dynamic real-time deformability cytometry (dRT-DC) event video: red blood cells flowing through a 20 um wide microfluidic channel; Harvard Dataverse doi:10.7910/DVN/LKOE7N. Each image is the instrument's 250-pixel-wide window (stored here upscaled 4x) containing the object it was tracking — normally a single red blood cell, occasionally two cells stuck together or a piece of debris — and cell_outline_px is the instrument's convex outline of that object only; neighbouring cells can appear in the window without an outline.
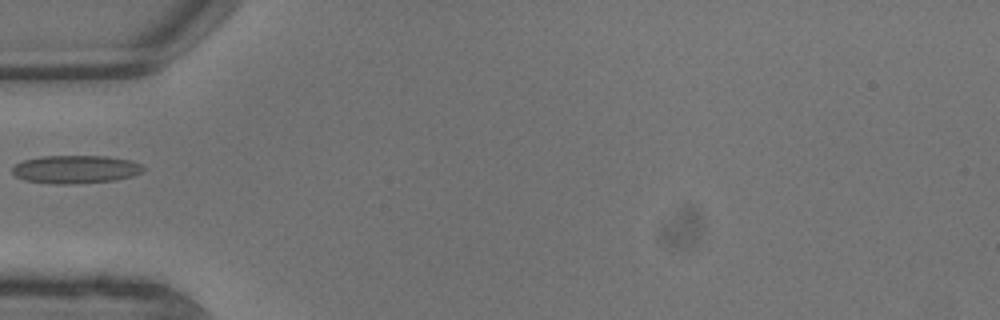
{"species": "common noctule bat (a hibernating species)", "species_latin": "Nyctalus noctula", "temperature_condition": "warm", "stored_images_in_passage": 5, "camera_frame_rate_fps": 3000, "um_per_image_px": 0.085, "animal": {"sex": "male", "body_mass_g": 13.3}, "frame": {"image": 1, "passage_image": 1, "time_ms": 0.0, "image_size_px": [1000, 320], "cell_outline_px": [[144, 168], [140, 172], [132, 176], [116, 180], [72, 184], [56, 184], [24, 180], [16, 176], [12, 172], [12, 168], [16, 164], [24, 160], [40, 156], [108, 156], [132, 160], [140, 164]], "centroid_in_image_um": [6.42, 14.39], "position_along_channel_um": 78.6, "area_um2": 21.44}}
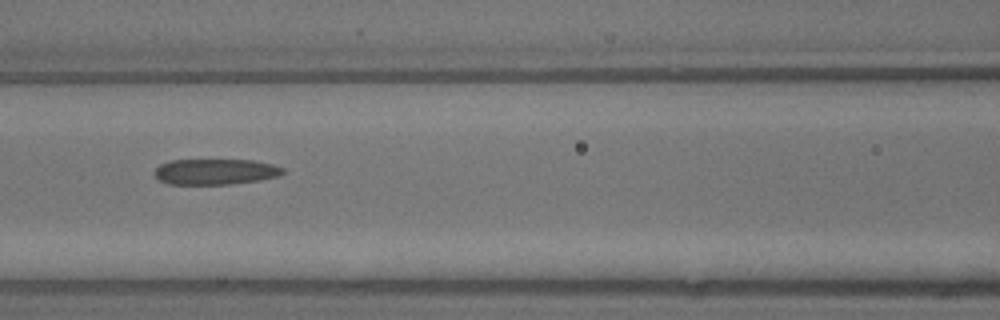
{"frame": {"image": 2, "passage_image": 3, "time_ms": 0.667, "image_size_px": [1000, 320], "cell_outline_px": [[284, 172], [280, 176], [260, 180], [232, 184], [168, 184], [160, 180], [156, 176], [156, 168], [160, 164], [172, 160], [252, 160], [272, 164], [284, 168]], "centroid_in_image_um": [18.34, 14.59], "position_along_channel_um": 148.3, "area_um2": 19.19}}
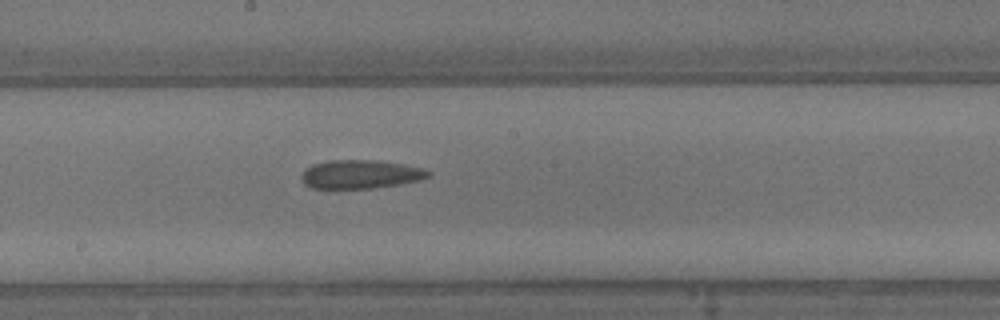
{"frame": {"image": 3, "passage_image": 5, "time_ms": 1.333, "image_size_px": [1000, 320], "cell_outline_px": [[432, 176], [420, 180], [400, 184], [372, 188], [312, 188], [304, 184], [300, 176], [312, 164], [332, 160], [376, 160], [404, 164], [424, 168], [432, 172]], "centroid_in_image_um": [30.7, 14.81], "position_along_channel_um": 217.5, "area_um2": 21.21}}